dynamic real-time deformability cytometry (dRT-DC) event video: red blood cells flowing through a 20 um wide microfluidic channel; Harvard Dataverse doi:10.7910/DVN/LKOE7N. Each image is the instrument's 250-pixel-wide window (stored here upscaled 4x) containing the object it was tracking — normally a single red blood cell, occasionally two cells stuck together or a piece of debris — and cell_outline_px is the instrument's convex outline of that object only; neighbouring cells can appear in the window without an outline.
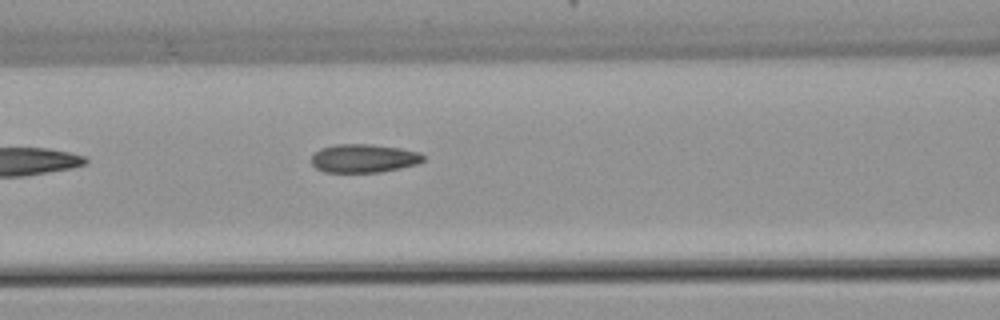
{"species": "common noctule bat (a hibernating species)", "species_latin": "Nyctalus noctula", "temperature_condition": "warm", "stored_images_in_passage": 5, "camera_frame_rate_fps": 3000, "um_per_image_px": 0.085, "animal": {"sex": "female", "body_mass_g": 22.7, "forearm_length_mm": 54.2}, "frame": {"image": 1, "passage_image": 5, "time_ms": 5.667, "image_size_px": [1000, 320], "cell_outline_px": [[424, 160], [416, 164], [400, 168], [380, 172], [324, 172], [316, 168], [312, 164], [312, 156], [320, 148], [336, 144], [372, 144], [400, 148], [420, 152], [424, 156]], "centroid_in_image_um": [30.92, 13.45], "position_along_channel_um": 135.7, "area_um2": 18.55}}